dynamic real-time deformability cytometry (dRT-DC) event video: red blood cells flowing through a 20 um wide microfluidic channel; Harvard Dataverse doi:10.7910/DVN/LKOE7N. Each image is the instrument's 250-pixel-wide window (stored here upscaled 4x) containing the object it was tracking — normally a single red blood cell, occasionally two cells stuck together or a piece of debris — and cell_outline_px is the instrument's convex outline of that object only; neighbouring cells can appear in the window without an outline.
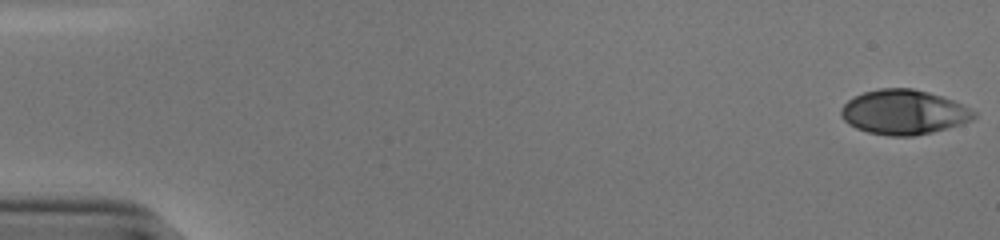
{"species": "human", "species_latin": "Homo sapiens", "temperature_condition": "cold", "stored_images_in_passage": 53, "camera_frame_rate_fps": 3000, "um_per_image_px": 0.085, "donor": {"sex": "male"}, "frame": {"image": 1, "passage_image": 1, "time_ms": 0.0, "image_size_px": [1000, 240], "cell_outline_px": [[976, 116], [972, 120], [960, 124], [932, 132], [912, 136], [888, 136], [868, 132], [856, 128], [848, 124], [840, 116], [840, 108], [848, 100], [864, 92], [880, 88], [912, 88], [928, 92], [952, 100], [976, 112]], "centroid_in_image_um": [76.78, 9.54], "position_along_channel_um": 8.2, "area_um2": 34.39}}
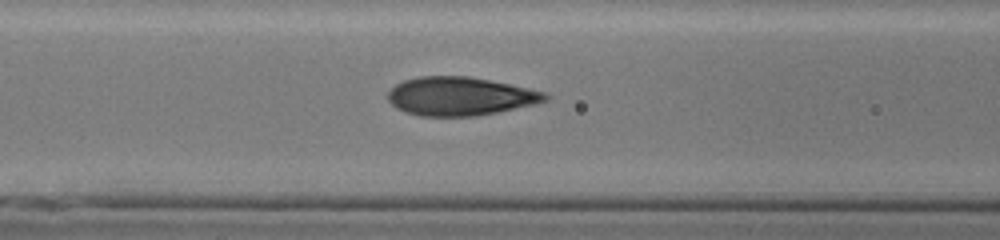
{"frame": {"image": 2, "passage_image": 23, "time_ms": 7.333, "image_size_px": [1000, 240], "cell_outline_px": [[548, 100], [536, 104], [476, 116], [420, 116], [404, 112], [396, 108], [388, 100], [388, 92], [396, 84], [404, 80], [420, 76], [468, 76], [508, 84], [544, 92], [548, 96]], "centroid_in_image_um": [39.07, 8.19], "position_along_channel_um": 127.5, "area_um2": 35.08}}
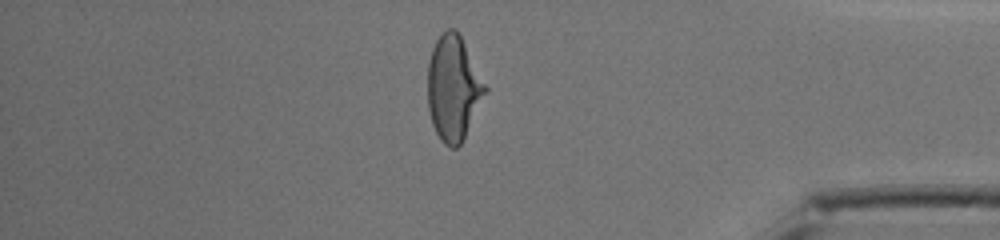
{"frame": {"image": 3, "passage_image": 46, "time_ms": 15.0, "image_size_px": [1000, 240], "cell_outline_px": [[488, 92], [464, 140], [456, 148], [448, 148], [440, 140], [432, 124], [428, 108], [428, 64], [432, 48], [436, 40], [448, 28], [456, 28], [488, 88]], "centroid_in_image_um": [38.55, 7.54], "position_along_channel_um": 396.6, "area_um2": 35.43}, "authors_computed_cell_mechanics": {"area_um2": 34.7956, "velocity_mm_per_s": 3.874, "shape_relaxation_time_tau1_ms": 5.5821, "shape_relaxation_time_tau2_ms": null, "deformation_change_tau1": 0.2227, "deformation_change_tau2": null}}